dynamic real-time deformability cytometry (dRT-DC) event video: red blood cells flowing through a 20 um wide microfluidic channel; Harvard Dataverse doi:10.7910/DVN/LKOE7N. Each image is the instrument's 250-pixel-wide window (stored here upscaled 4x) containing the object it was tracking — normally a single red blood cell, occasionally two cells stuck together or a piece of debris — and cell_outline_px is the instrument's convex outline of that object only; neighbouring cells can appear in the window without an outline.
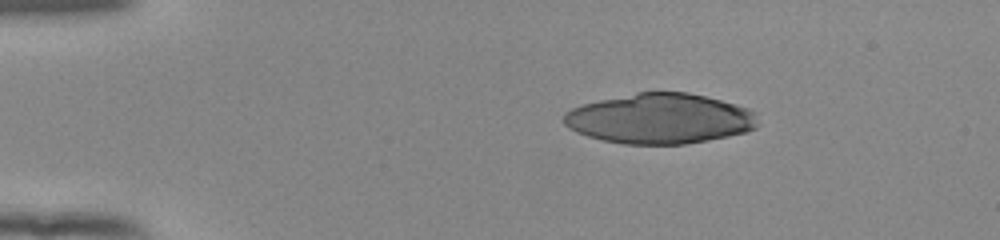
{"species": "human", "species_latin": "Homo sapiens", "temperature_condition": "room temperature", "stored_images_in_passage": 25, "camera_frame_rate_fps": 3000, "um_per_image_px": 0.085, "donor": {"sex": "female"}, "frame": {"image": 1, "passage_image": 1, "time_ms": 0.0, "image_size_px": [1000, 240], "cell_outline_px": [[756, 128], [744, 132], [728, 136], [708, 140], [684, 144], [624, 144], [604, 140], [588, 136], [576, 132], [568, 128], [564, 124], [564, 112], [572, 108], [584, 104], [600, 100], [636, 92], [688, 92], [736, 104], [748, 108], [756, 112]], "centroid_in_image_um": [56.08, 10.08], "position_along_channel_um": 28.9, "area_um2": 56.59}}
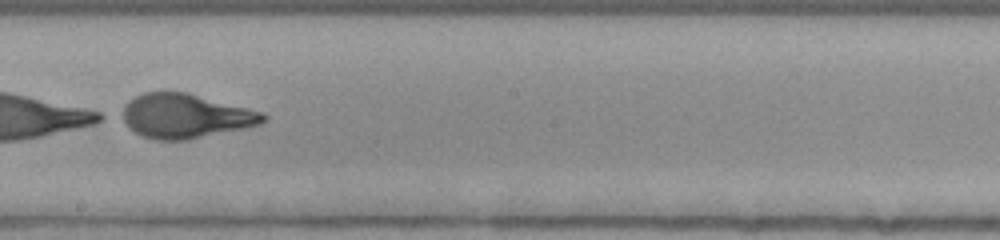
{"frame": {"image": 2, "passage_image": 23, "time_ms": 7.333, "image_size_px": [1000, 240], "cell_outline_px": [[268, 120], [260, 124], [244, 128], [188, 140], [152, 140], [140, 136], [128, 128], [116, 116], [124, 104], [128, 100], [144, 92], [184, 92], [264, 112], [268, 116]], "centroid_in_image_um": [15.67, 9.88], "position_along_channel_um": 232.5, "area_um2": 36.99}}